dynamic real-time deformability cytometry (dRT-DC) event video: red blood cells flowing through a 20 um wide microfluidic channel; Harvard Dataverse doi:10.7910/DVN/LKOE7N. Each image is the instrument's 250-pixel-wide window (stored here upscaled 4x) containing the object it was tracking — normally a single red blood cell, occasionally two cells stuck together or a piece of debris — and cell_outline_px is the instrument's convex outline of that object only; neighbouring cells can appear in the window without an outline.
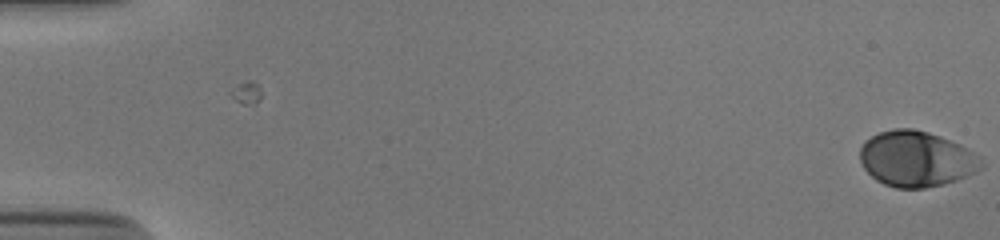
{"species": "human", "species_latin": "Homo sapiens", "temperature_condition": "cold", "stored_images_in_passage": 7, "camera_frame_rate_fps": 3000, "um_per_image_px": 0.085, "donor": {"sex": "male"}, "frame": {"image": 1, "passage_image": 7, "time_ms": 2.0, "image_size_px": [1000, 240], "cell_outline_px": [[984, 168], [976, 172], [956, 180], [944, 184], [924, 188], [896, 188], [884, 184], [876, 180], [864, 168], [860, 160], [860, 148], [864, 140], [880, 132], [896, 128], [912, 128], [928, 132], [940, 136], [960, 144], [980, 156], [984, 164]], "centroid_in_image_um": [77.91, 13.51], "position_along_channel_um": 7.1, "area_um2": 39.54}}